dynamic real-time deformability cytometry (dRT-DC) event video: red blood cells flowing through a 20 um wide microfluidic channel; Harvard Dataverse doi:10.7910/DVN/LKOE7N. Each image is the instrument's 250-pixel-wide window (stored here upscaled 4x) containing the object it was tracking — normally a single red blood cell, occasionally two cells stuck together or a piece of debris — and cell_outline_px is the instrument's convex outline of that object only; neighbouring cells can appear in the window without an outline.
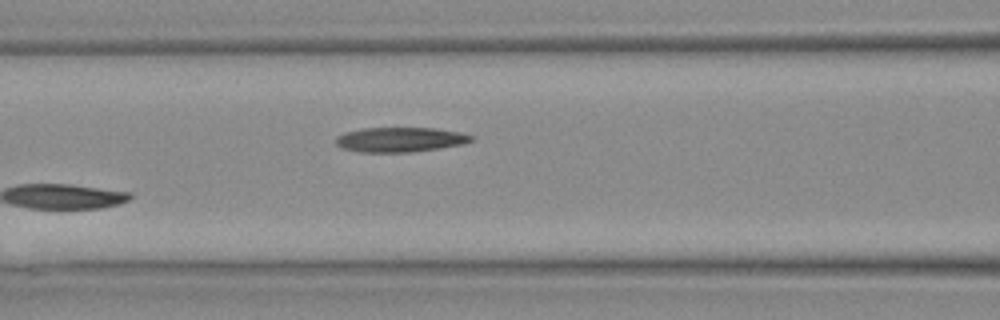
{"species": "Egyptian fruit bat (a non-hibernating species)", "species_latin": "Rousettus aegyptiacus", "temperature_condition": "warm", "stored_images_in_passage": 9, "camera_frame_rate_fps": 3000, "um_per_image_px": 0.085, "animal": {"sex": "female"}, "frame": {"image": 1, "passage_image": 9, "time_ms": 2.667, "image_size_px": [1000, 320], "cell_outline_px": [[472, 140], [464, 144], [412, 152], [360, 152], [340, 148], [336, 144], [336, 136], [348, 132], [364, 128], [432, 128], [460, 132], [472, 136]], "centroid_in_image_um": [33.99, 11.87], "position_along_channel_um": 132.6, "area_um2": 19.36}}